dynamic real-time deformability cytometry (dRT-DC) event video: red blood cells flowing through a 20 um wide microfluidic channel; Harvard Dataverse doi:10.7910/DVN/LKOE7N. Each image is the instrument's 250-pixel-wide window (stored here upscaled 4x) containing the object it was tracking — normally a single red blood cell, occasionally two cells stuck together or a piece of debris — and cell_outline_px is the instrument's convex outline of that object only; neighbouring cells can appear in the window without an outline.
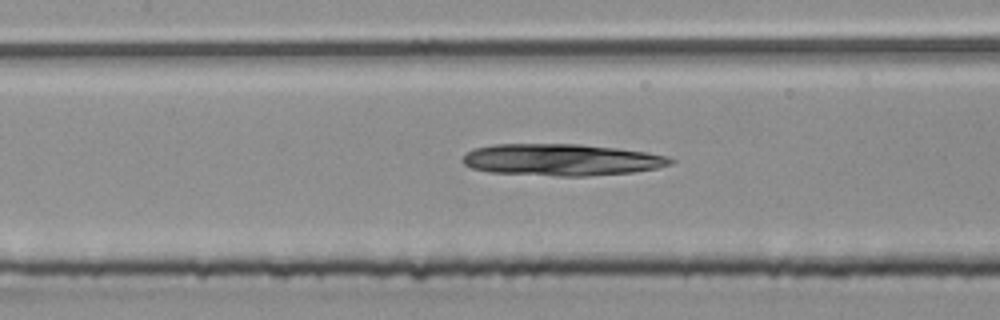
{"species": "common noctule bat (a hibernating species)", "species_latin": "Nyctalus noctula", "temperature_condition": "room temperature", "stored_images_in_passage": 6, "camera_frame_rate_fps": 3000, "um_per_image_px": 0.085, "animal": {"sex": "male", "body_mass_g": 20.4}, "frame": {"image": 1, "passage_image": 6, "time_ms": 1.667, "image_size_px": [1000, 320], "cell_outline_px": [[676, 160], [672, 164], [656, 168], [636, 172], [588, 176], [556, 176], [488, 172], [472, 168], [464, 164], [460, 160], [472, 148], [492, 144], [580, 144], [616, 148], [644, 152], [668, 156]], "centroid_in_image_um": [47.71, 13.58], "position_along_channel_um": 159.7, "area_um2": 38.73}}